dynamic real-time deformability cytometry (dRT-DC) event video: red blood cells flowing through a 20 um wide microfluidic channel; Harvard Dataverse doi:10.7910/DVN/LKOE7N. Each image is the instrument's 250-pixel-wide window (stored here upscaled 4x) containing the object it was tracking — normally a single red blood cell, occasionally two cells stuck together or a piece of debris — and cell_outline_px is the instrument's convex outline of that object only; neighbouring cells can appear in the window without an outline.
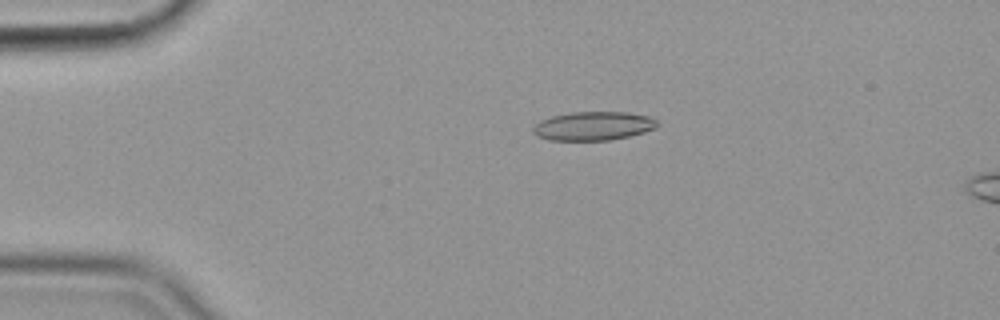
{"species": "common noctule bat (a hibernating species)", "species_latin": "Nyctalus noctula", "temperature_condition": "cold", "stored_images_in_passage": 17, "camera_frame_rate_fps": 3000, "um_per_image_px": 0.085, "animal": {"sex": "female", "body_mass_g": 19.9}, "frame": {"image": 1, "passage_image": 12, "time_ms": 3.667, "image_size_px": [1000, 320], "cell_outline_px": [[660, 124], [656, 128], [644, 132], [628, 136], [608, 140], [548, 140], [536, 136], [532, 132], [532, 128], [540, 120], [552, 116], [572, 112], [624, 112], [652, 116]], "centroid_in_image_um": [50.44, 10.7], "position_along_channel_um": 34.6, "area_um2": 20.92}}